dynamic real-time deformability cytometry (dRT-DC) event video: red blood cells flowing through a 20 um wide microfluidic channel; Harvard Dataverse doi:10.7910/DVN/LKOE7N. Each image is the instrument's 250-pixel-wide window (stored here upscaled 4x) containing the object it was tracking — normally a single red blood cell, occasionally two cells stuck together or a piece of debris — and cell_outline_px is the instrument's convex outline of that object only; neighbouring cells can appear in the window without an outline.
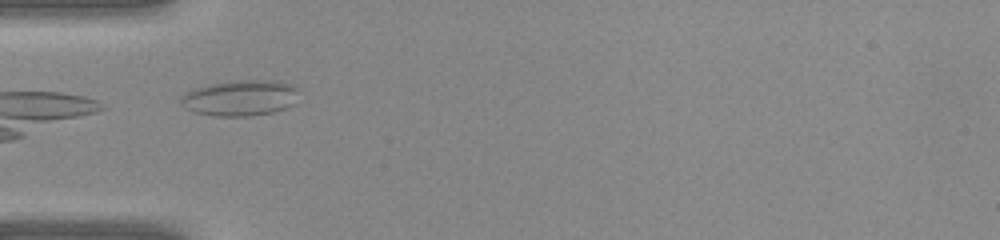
{"species": "common noctule bat (a hibernating species)", "species_latin": "Nyctalus noctula", "temperature_condition": "warm", "stored_images_in_passage": 6, "camera_frame_rate_fps": 3000, "um_per_image_px": 0.085, "animal": {"sex": "female", "body_mass_g": 22.0, "forearm_length_mm": 56.7}, "frame": {"image": 1, "passage_image": 1, "time_ms": 0.0, "image_size_px": [1000, 240], "cell_outline_px": [[296, 104], [288, 108], [272, 112], [248, 116], [212, 116], [196, 112], [184, 108], [180, 104], [180, 96], [196, 88], [212, 84], [236, 80], [276, 80], [292, 84], [296, 88]], "centroid_in_image_um": [20.44, 8.33], "position_along_channel_um": 64.6, "area_um2": 24.68}}